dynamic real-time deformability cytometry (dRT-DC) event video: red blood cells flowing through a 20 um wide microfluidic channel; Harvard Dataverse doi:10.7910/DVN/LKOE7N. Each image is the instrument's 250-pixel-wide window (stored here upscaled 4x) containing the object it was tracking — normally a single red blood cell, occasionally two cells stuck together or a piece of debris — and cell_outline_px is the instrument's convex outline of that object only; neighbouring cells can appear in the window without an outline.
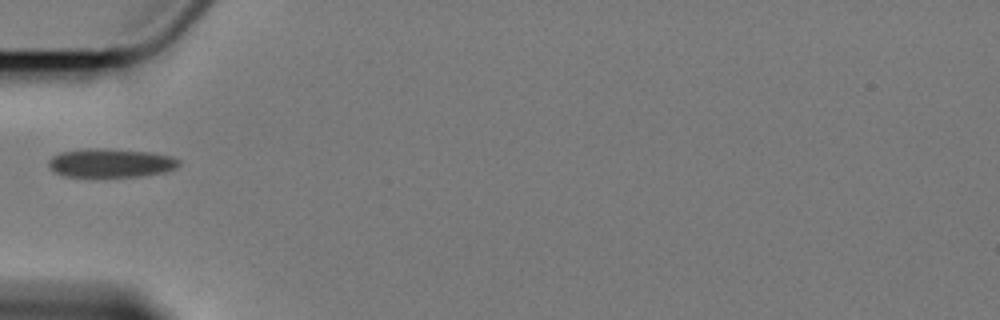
{"species": "Egyptian fruit bat (a non-hibernating species)", "species_latin": "Rousettus aegyptiacus", "temperature_condition": "cold", "stored_images_in_passage": 1, "camera_frame_rate_fps": 3000, "um_per_image_px": 0.085, "animal": {"sex": "female"}, "frame": {"image": 1, "passage_image": 1, "time_ms": 0.0, "image_size_px": [1000, 320], "cell_outline_px": [[180, 164], [176, 168], [164, 172], [140, 176], [64, 176], [56, 172], [48, 164], [48, 160], [52, 156], [60, 152], [80, 148], [104, 148], [148, 152], [172, 156], [180, 160]], "centroid_in_image_um": [9.41, 13.83], "position_along_channel_um": 75.6, "area_um2": 21.79}}